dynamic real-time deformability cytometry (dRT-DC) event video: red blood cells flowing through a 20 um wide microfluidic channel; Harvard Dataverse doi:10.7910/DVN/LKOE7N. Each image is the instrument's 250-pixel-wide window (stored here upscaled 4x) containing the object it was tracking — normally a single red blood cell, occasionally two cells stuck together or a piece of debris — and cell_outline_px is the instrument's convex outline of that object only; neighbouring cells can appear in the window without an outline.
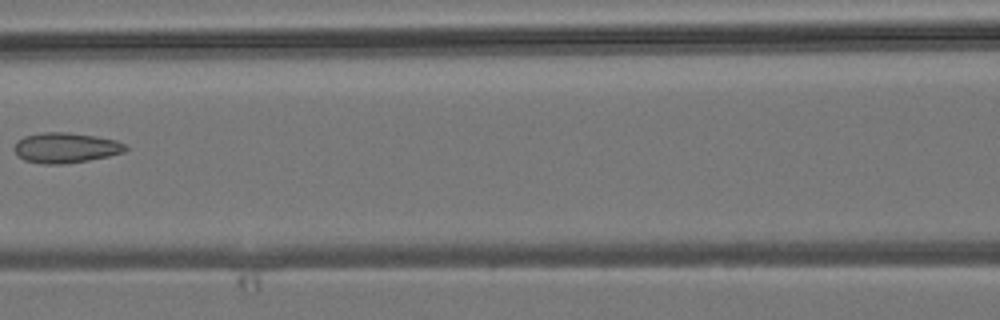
{"species": "common noctule bat (a hibernating species)", "species_latin": "Nyctalus noctula", "temperature_condition": "room temperature", "stored_images_in_passage": 5, "camera_frame_rate_fps": 3000, "um_per_image_px": 0.085, "animal": {"sex": "male", "body_mass_g": 19.2, "forearm_length_mm": 51.8}, "frame": {"image": 1, "passage_image": 5, "time_ms": 4.667, "image_size_px": [1000, 320], "cell_outline_px": [[128, 148], [124, 152], [108, 156], [88, 160], [60, 164], [44, 164], [24, 160], [16, 152], [16, 144], [24, 136], [40, 132], [68, 132], [96, 136], [116, 140], [128, 144]], "centroid_in_image_um": [5.64, 12.55], "position_along_channel_um": 161.0, "area_um2": 19.48}}